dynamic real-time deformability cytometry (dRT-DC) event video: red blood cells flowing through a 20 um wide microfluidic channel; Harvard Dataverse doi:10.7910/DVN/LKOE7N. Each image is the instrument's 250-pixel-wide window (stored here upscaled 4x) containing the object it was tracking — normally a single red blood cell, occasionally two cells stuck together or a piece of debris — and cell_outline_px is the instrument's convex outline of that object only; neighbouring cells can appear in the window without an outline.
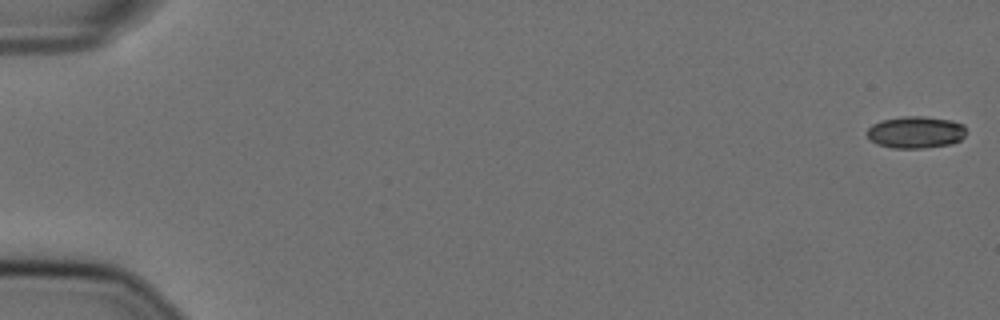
{"species": "Egyptian fruit bat (a non-hibernating species)", "species_latin": "Rousettus aegyptiacus", "temperature_condition": "cold", "stored_images_in_passage": 15, "camera_frame_rate_fps": 3000, "um_per_image_px": 0.085, "animal": {"sex": "female"}, "frame": {"image": 1, "passage_image": 1, "time_ms": 0.0, "image_size_px": [1000, 320], "cell_outline_px": [[964, 136], [960, 140], [952, 144], [924, 148], [892, 148], [876, 144], [868, 136], [868, 128], [872, 124], [880, 120], [904, 116], [924, 116], [952, 120], [964, 124]], "centroid_in_image_um": [77.84, 11.23], "position_along_channel_um": 7.2, "area_um2": 18.55}}